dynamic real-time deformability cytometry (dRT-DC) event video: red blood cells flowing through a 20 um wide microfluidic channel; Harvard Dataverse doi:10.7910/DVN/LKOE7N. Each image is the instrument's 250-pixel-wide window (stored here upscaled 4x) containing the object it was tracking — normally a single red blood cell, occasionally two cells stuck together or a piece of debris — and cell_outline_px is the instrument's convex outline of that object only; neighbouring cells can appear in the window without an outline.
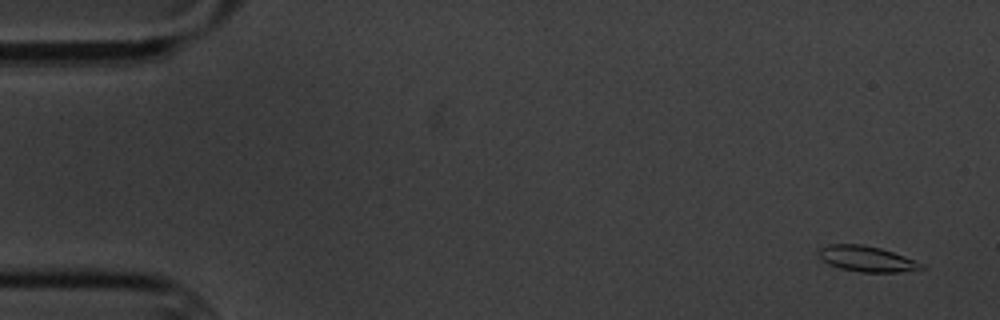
{"species": "common noctule bat (a hibernating species)", "species_latin": "Nyctalus noctula", "temperature_condition": "cold", "stored_images_in_passage": 5, "camera_frame_rate_fps": 3000, "um_per_image_px": 0.085, "animal": {"sex": "male", "body_mass_g": 20.1, "forearm_length_mm": 53.5}, "frame": {"image": 1, "passage_image": 1, "time_ms": 0.0, "image_size_px": [1000, 320], "cell_outline_px": [[928, 268], [900, 272], [860, 272], [840, 268], [828, 264], [820, 256], [820, 248], [828, 244], [864, 244], [880, 248], [916, 260], [924, 264]], "centroid_in_image_um": [73.73, 22.0], "position_along_channel_um": 11.3, "area_um2": 15.32}}